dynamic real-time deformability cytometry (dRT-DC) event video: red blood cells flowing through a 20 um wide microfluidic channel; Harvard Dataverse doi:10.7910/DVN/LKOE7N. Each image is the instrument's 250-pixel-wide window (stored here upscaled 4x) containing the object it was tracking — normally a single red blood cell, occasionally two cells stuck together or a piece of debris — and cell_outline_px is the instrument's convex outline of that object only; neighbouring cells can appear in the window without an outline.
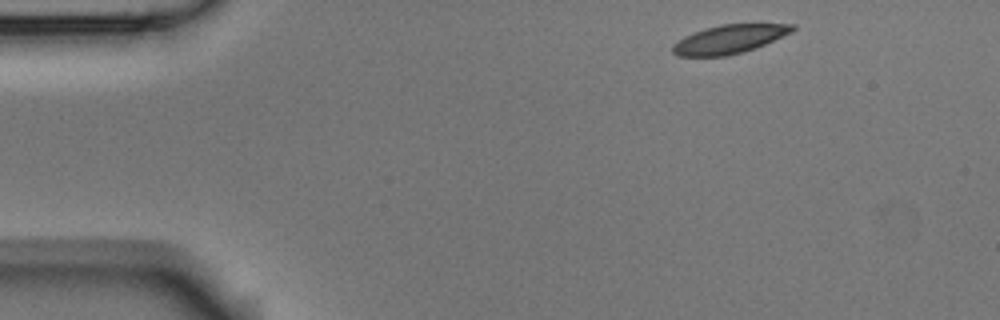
{"species": "Egyptian fruit bat (a non-hibernating species)", "species_latin": "Rousettus aegyptiacus", "temperature_condition": "room temperature", "stored_images_in_passage": 3, "camera_frame_rate_fps": 3000, "um_per_image_px": 0.085, "animal": {"sex": "male"}, "frame": {"image": 1, "passage_image": 1, "time_ms": 0.0, "image_size_px": [1000, 320], "cell_outline_px": [[796, 28], [792, 32], [756, 48], [744, 52], [728, 56], [676, 56], [672, 52], [672, 44], [684, 36], [720, 24], [796, 24]], "centroid_in_image_um": [62.0, 3.34], "position_along_channel_um": 23.0, "area_um2": 20.0}}